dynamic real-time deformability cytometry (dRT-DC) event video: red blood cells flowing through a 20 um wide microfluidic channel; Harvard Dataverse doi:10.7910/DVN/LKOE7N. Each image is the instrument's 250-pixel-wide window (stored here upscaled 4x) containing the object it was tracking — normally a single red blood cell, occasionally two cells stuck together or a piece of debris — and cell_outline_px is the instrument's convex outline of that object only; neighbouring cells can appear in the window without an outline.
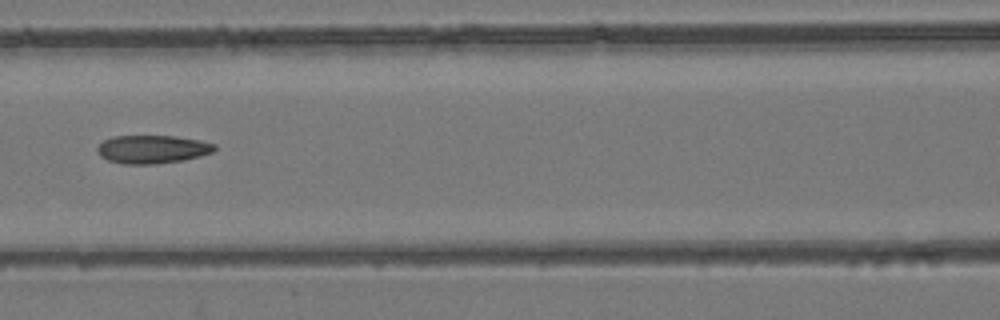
{"species": "common noctule bat (a hibernating species)", "species_latin": "Nyctalus noctula", "temperature_condition": "room temperature", "stored_images_in_passage": 4, "camera_frame_rate_fps": 3000, "um_per_image_px": 0.085, "animal": {"sex": "female", "body_mass_g": 24.6, "forearm_length_mm": 56.2}, "frame": {"image": 1, "passage_image": 4, "time_ms": 3.333, "image_size_px": [1000, 320], "cell_outline_px": [[216, 148], [212, 152], [200, 156], [184, 160], [156, 164], [124, 164], [108, 160], [100, 156], [96, 152], [96, 148], [104, 140], [112, 136], [176, 136], [200, 140], [216, 144]], "centroid_in_image_um": [12.94, 12.69], "position_along_channel_um": 153.7, "area_um2": 19.42}}